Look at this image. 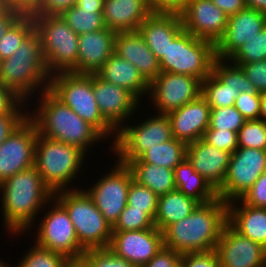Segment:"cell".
<instances>
[{"instance_id": "cell-1", "label": "cell", "mask_w": 266, "mask_h": 267, "mask_svg": "<svg viewBox=\"0 0 266 267\" xmlns=\"http://www.w3.org/2000/svg\"><path fill=\"white\" fill-rule=\"evenodd\" d=\"M0 192L2 225L7 235H14V238L26 234L36 223L38 214L54 197L35 165L1 183Z\"/></svg>"}, {"instance_id": "cell-2", "label": "cell", "mask_w": 266, "mask_h": 267, "mask_svg": "<svg viewBox=\"0 0 266 267\" xmlns=\"http://www.w3.org/2000/svg\"><path fill=\"white\" fill-rule=\"evenodd\" d=\"M227 223V203L220 197L200 203L190 215L163 231L164 246L180 255L216 250Z\"/></svg>"}, {"instance_id": "cell-3", "label": "cell", "mask_w": 266, "mask_h": 267, "mask_svg": "<svg viewBox=\"0 0 266 267\" xmlns=\"http://www.w3.org/2000/svg\"><path fill=\"white\" fill-rule=\"evenodd\" d=\"M35 97H39L33 102L36 107L28 110V117L36 125L39 135L74 145L86 154L94 144L107 140L49 89Z\"/></svg>"}, {"instance_id": "cell-4", "label": "cell", "mask_w": 266, "mask_h": 267, "mask_svg": "<svg viewBox=\"0 0 266 267\" xmlns=\"http://www.w3.org/2000/svg\"><path fill=\"white\" fill-rule=\"evenodd\" d=\"M50 79L40 35L35 29L12 56L0 61V83L26 103L31 102L36 94L47 91Z\"/></svg>"}, {"instance_id": "cell-5", "label": "cell", "mask_w": 266, "mask_h": 267, "mask_svg": "<svg viewBox=\"0 0 266 267\" xmlns=\"http://www.w3.org/2000/svg\"><path fill=\"white\" fill-rule=\"evenodd\" d=\"M86 157L88 158L87 154L74 145L38 134L35 145V166L53 193L79 189L78 186H72V182L76 183L75 179L81 175Z\"/></svg>"}, {"instance_id": "cell-6", "label": "cell", "mask_w": 266, "mask_h": 267, "mask_svg": "<svg viewBox=\"0 0 266 267\" xmlns=\"http://www.w3.org/2000/svg\"><path fill=\"white\" fill-rule=\"evenodd\" d=\"M54 198L68 213L80 246L85 251L109 247L112 226L83 188L58 191L54 193Z\"/></svg>"}, {"instance_id": "cell-7", "label": "cell", "mask_w": 266, "mask_h": 267, "mask_svg": "<svg viewBox=\"0 0 266 267\" xmlns=\"http://www.w3.org/2000/svg\"><path fill=\"white\" fill-rule=\"evenodd\" d=\"M49 90L104 138L115 139L116 130L103 118L94 97L92 74L60 72L51 75ZM112 135V136H111Z\"/></svg>"}, {"instance_id": "cell-8", "label": "cell", "mask_w": 266, "mask_h": 267, "mask_svg": "<svg viewBox=\"0 0 266 267\" xmlns=\"http://www.w3.org/2000/svg\"><path fill=\"white\" fill-rule=\"evenodd\" d=\"M50 75L77 68L78 36L60 15L33 16Z\"/></svg>"}, {"instance_id": "cell-9", "label": "cell", "mask_w": 266, "mask_h": 267, "mask_svg": "<svg viewBox=\"0 0 266 267\" xmlns=\"http://www.w3.org/2000/svg\"><path fill=\"white\" fill-rule=\"evenodd\" d=\"M216 59L215 44L183 30L171 43L159 61L161 72L196 77L203 81L212 72Z\"/></svg>"}, {"instance_id": "cell-10", "label": "cell", "mask_w": 266, "mask_h": 267, "mask_svg": "<svg viewBox=\"0 0 266 267\" xmlns=\"http://www.w3.org/2000/svg\"><path fill=\"white\" fill-rule=\"evenodd\" d=\"M154 114L144 116V121L140 120L141 122H135L134 125L126 122V125L123 124L116 131L115 139L110 143V150L117 158L115 161L127 165L149 148L173 138L167 114Z\"/></svg>"}, {"instance_id": "cell-11", "label": "cell", "mask_w": 266, "mask_h": 267, "mask_svg": "<svg viewBox=\"0 0 266 267\" xmlns=\"http://www.w3.org/2000/svg\"><path fill=\"white\" fill-rule=\"evenodd\" d=\"M43 210L45 215L28 230L30 234V230L36 228L35 244L43 249L61 253L68 259L82 257L85 250L80 246L74 225L65 208L53 197Z\"/></svg>"}, {"instance_id": "cell-12", "label": "cell", "mask_w": 266, "mask_h": 267, "mask_svg": "<svg viewBox=\"0 0 266 267\" xmlns=\"http://www.w3.org/2000/svg\"><path fill=\"white\" fill-rule=\"evenodd\" d=\"M114 164L110 172L106 170L105 175L98 177L96 182L94 180L90 188H84L112 227L127 206L128 192L133 179L132 171L127 165L117 161Z\"/></svg>"}, {"instance_id": "cell-13", "label": "cell", "mask_w": 266, "mask_h": 267, "mask_svg": "<svg viewBox=\"0 0 266 267\" xmlns=\"http://www.w3.org/2000/svg\"><path fill=\"white\" fill-rule=\"evenodd\" d=\"M241 92H257L240 66L216 58L212 72L202 81L201 95L211 109L234 106Z\"/></svg>"}, {"instance_id": "cell-14", "label": "cell", "mask_w": 266, "mask_h": 267, "mask_svg": "<svg viewBox=\"0 0 266 267\" xmlns=\"http://www.w3.org/2000/svg\"><path fill=\"white\" fill-rule=\"evenodd\" d=\"M266 171V150L238 147L230 157L218 197L226 203L240 199Z\"/></svg>"}, {"instance_id": "cell-15", "label": "cell", "mask_w": 266, "mask_h": 267, "mask_svg": "<svg viewBox=\"0 0 266 267\" xmlns=\"http://www.w3.org/2000/svg\"><path fill=\"white\" fill-rule=\"evenodd\" d=\"M202 81L196 77L160 72L149 84L148 101L154 113L168 114L201 95Z\"/></svg>"}, {"instance_id": "cell-16", "label": "cell", "mask_w": 266, "mask_h": 267, "mask_svg": "<svg viewBox=\"0 0 266 267\" xmlns=\"http://www.w3.org/2000/svg\"><path fill=\"white\" fill-rule=\"evenodd\" d=\"M38 130L27 117L0 144V184L16 173L35 165V145Z\"/></svg>"}, {"instance_id": "cell-17", "label": "cell", "mask_w": 266, "mask_h": 267, "mask_svg": "<svg viewBox=\"0 0 266 267\" xmlns=\"http://www.w3.org/2000/svg\"><path fill=\"white\" fill-rule=\"evenodd\" d=\"M95 100L103 118L117 131L140 110V102L128 91L92 74ZM132 117V118H131Z\"/></svg>"}, {"instance_id": "cell-18", "label": "cell", "mask_w": 266, "mask_h": 267, "mask_svg": "<svg viewBox=\"0 0 266 267\" xmlns=\"http://www.w3.org/2000/svg\"><path fill=\"white\" fill-rule=\"evenodd\" d=\"M163 246V232L155 227L135 231H112L109 248L134 266L142 267Z\"/></svg>"}, {"instance_id": "cell-19", "label": "cell", "mask_w": 266, "mask_h": 267, "mask_svg": "<svg viewBox=\"0 0 266 267\" xmlns=\"http://www.w3.org/2000/svg\"><path fill=\"white\" fill-rule=\"evenodd\" d=\"M180 16L185 31L214 44L227 28L228 17L211 0H188Z\"/></svg>"}, {"instance_id": "cell-20", "label": "cell", "mask_w": 266, "mask_h": 267, "mask_svg": "<svg viewBox=\"0 0 266 267\" xmlns=\"http://www.w3.org/2000/svg\"><path fill=\"white\" fill-rule=\"evenodd\" d=\"M216 251L221 267H266V248L241 235L229 223L222 230Z\"/></svg>"}, {"instance_id": "cell-21", "label": "cell", "mask_w": 266, "mask_h": 267, "mask_svg": "<svg viewBox=\"0 0 266 267\" xmlns=\"http://www.w3.org/2000/svg\"><path fill=\"white\" fill-rule=\"evenodd\" d=\"M266 26V15L255 9L246 8L228 17L224 35L215 44V56L228 60Z\"/></svg>"}, {"instance_id": "cell-22", "label": "cell", "mask_w": 266, "mask_h": 267, "mask_svg": "<svg viewBox=\"0 0 266 267\" xmlns=\"http://www.w3.org/2000/svg\"><path fill=\"white\" fill-rule=\"evenodd\" d=\"M210 112L211 108L202 95L169 112L173 138L186 145L200 140L209 127Z\"/></svg>"}, {"instance_id": "cell-23", "label": "cell", "mask_w": 266, "mask_h": 267, "mask_svg": "<svg viewBox=\"0 0 266 267\" xmlns=\"http://www.w3.org/2000/svg\"><path fill=\"white\" fill-rule=\"evenodd\" d=\"M231 153L218 149L202 138L187 144L186 159L217 191L225 180Z\"/></svg>"}, {"instance_id": "cell-24", "label": "cell", "mask_w": 266, "mask_h": 267, "mask_svg": "<svg viewBox=\"0 0 266 267\" xmlns=\"http://www.w3.org/2000/svg\"><path fill=\"white\" fill-rule=\"evenodd\" d=\"M116 32L105 28L78 36L77 68L72 73L96 74L114 53Z\"/></svg>"}, {"instance_id": "cell-25", "label": "cell", "mask_w": 266, "mask_h": 267, "mask_svg": "<svg viewBox=\"0 0 266 267\" xmlns=\"http://www.w3.org/2000/svg\"><path fill=\"white\" fill-rule=\"evenodd\" d=\"M180 13L153 12L138 28L148 48L157 60L164 56L168 44L182 31Z\"/></svg>"}, {"instance_id": "cell-26", "label": "cell", "mask_w": 266, "mask_h": 267, "mask_svg": "<svg viewBox=\"0 0 266 267\" xmlns=\"http://www.w3.org/2000/svg\"><path fill=\"white\" fill-rule=\"evenodd\" d=\"M114 52L132 63L149 84L161 72L159 61L138 30L116 33Z\"/></svg>"}, {"instance_id": "cell-27", "label": "cell", "mask_w": 266, "mask_h": 267, "mask_svg": "<svg viewBox=\"0 0 266 267\" xmlns=\"http://www.w3.org/2000/svg\"><path fill=\"white\" fill-rule=\"evenodd\" d=\"M152 13L147 0H105L102 15L105 27L118 33L138 30Z\"/></svg>"}, {"instance_id": "cell-28", "label": "cell", "mask_w": 266, "mask_h": 267, "mask_svg": "<svg viewBox=\"0 0 266 267\" xmlns=\"http://www.w3.org/2000/svg\"><path fill=\"white\" fill-rule=\"evenodd\" d=\"M101 79L128 90L139 102L149 93V83L139 70L115 52L96 73Z\"/></svg>"}, {"instance_id": "cell-29", "label": "cell", "mask_w": 266, "mask_h": 267, "mask_svg": "<svg viewBox=\"0 0 266 267\" xmlns=\"http://www.w3.org/2000/svg\"><path fill=\"white\" fill-rule=\"evenodd\" d=\"M228 223L241 235L266 248V208L246 205L241 199L227 203Z\"/></svg>"}, {"instance_id": "cell-30", "label": "cell", "mask_w": 266, "mask_h": 267, "mask_svg": "<svg viewBox=\"0 0 266 267\" xmlns=\"http://www.w3.org/2000/svg\"><path fill=\"white\" fill-rule=\"evenodd\" d=\"M105 0H77L76 5L64 11L60 16L77 34L105 29L103 8Z\"/></svg>"}, {"instance_id": "cell-31", "label": "cell", "mask_w": 266, "mask_h": 267, "mask_svg": "<svg viewBox=\"0 0 266 267\" xmlns=\"http://www.w3.org/2000/svg\"><path fill=\"white\" fill-rule=\"evenodd\" d=\"M200 204L178 190L159 196L154 218L155 227L164 231L169 225L190 215Z\"/></svg>"}, {"instance_id": "cell-32", "label": "cell", "mask_w": 266, "mask_h": 267, "mask_svg": "<svg viewBox=\"0 0 266 267\" xmlns=\"http://www.w3.org/2000/svg\"><path fill=\"white\" fill-rule=\"evenodd\" d=\"M174 182L176 190L200 203H207L218 198L217 191L194 170L186 158L175 167Z\"/></svg>"}, {"instance_id": "cell-33", "label": "cell", "mask_w": 266, "mask_h": 267, "mask_svg": "<svg viewBox=\"0 0 266 267\" xmlns=\"http://www.w3.org/2000/svg\"><path fill=\"white\" fill-rule=\"evenodd\" d=\"M127 166L131 169L133 179L151 189L158 197L176 190L174 170L151 163L131 160Z\"/></svg>"}, {"instance_id": "cell-34", "label": "cell", "mask_w": 266, "mask_h": 267, "mask_svg": "<svg viewBox=\"0 0 266 267\" xmlns=\"http://www.w3.org/2000/svg\"><path fill=\"white\" fill-rule=\"evenodd\" d=\"M186 148L187 145L184 142L172 138L149 148L138 159L144 163L174 170L186 158Z\"/></svg>"}, {"instance_id": "cell-35", "label": "cell", "mask_w": 266, "mask_h": 267, "mask_svg": "<svg viewBox=\"0 0 266 267\" xmlns=\"http://www.w3.org/2000/svg\"><path fill=\"white\" fill-rule=\"evenodd\" d=\"M34 29L33 16L22 15L0 40V61L12 56Z\"/></svg>"}, {"instance_id": "cell-36", "label": "cell", "mask_w": 266, "mask_h": 267, "mask_svg": "<svg viewBox=\"0 0 266 267\" xmlns=\"http://www.w3.org/2000/svg\"><path fill=\"white\" fill-rule=\"evenodd\" d=\"M13 267H63L68 258L61 253L38 247L35 243Z\"/></svg>"}, {"instance_id": "cell-37", "label": "cell", "mask_w": 266, "mask_h": 267, "mask_svg": "<svg viewBox=\"0 0 266 267\" xmlns=\"http://www.w3.org/2000/svg\"><path fill=\"white\" fill-rule=\"evenodd\" d=\"M231 63H251L266 60V26L243 44L229 59Z\"/></svg>"}, {"instance_id": "cell-38", "label": "cell", "mask_w": 266, "mask_h": 267, "mask_svg": "<svg viewBox=\"0 0 266 267\" xmlns=\"http://www.w3.org/2000/svg\"><path fill=\"white\" fill-rule=\"evenodd\" d=\"M238 147L266 150V122L246 120L237 133Z\"/></svg>"}, {"instance_id": "cell-39", "label": "cell", "mask_w": 266, "mask_h": 267, "mask_svg": "<svg viewBox=\"0 0 266 267\" xmlns=\"http://www.w3.org/2000/svg\"><path fill=\"white\" fill-rule=\"evenodd\" d=\"M159 197L149 188L134 179L130 183L127 205L133 209L144 210L153 220L155 218Z\"/></svg>"}, {"instance_id": "cell-40", "label": "cell", "mask_w": 266, "mask_h": 267, "mask_svg": "<svg viewBox=\"0 0 266 267\" xmlns=\"http://www.w3.org/2000/svg\"><path fill=\"white\" fill-rule=\"evenodd\" d=\"M150 228H155L154 220L144 210L133 209L132 206L127 205L112 227V231H135Z\"/></svg>"}, {"instance_id": "cell-41", "label": "cell", "mask_w": 266, "mask_h": 267, "mask_svg": "<svg viewBox=\"0 0 266 267\" xmlns=\"http://www.w3.org/2000/svg\"><path fill=\"white\" fill-rule=\"evenodd\" d=\"M245 121L246 119L234 106L218 107L211 109L209 127L238 133Z\"/></svg>"}, {"instance_id": "cell-42", "label": "cell", "mask_w": 266, "mask_h": 267, "mask_svg": "<svg viewBox=\"0 0 266 267\" xmlns=\"http://www.w3.org/2000/svg\"><path fill=\"white\" fill-rule=\"evenodd\" d=\"M82 257L90 267H137L117 256L109 247L86 250Z\"/></svg>"}, {"instance_id": "cell-43", "label": "cell", "mask_w": 266, "mask_h": 267, "mask_svg": "<svg viewBox=\"0 0 266 267\" xmlns=\"http://www.w3.org/2000/svg\"><path fill=\"white\" fill-rule=\"evenodd\" d=\"M202 139L221 150L233 153L238 148L237 132L230 130H215L208 127Z\"/></svg>"}, {"instance_id": "cell-44", "label": "cell", "mask_w": 266, "mask_h": 267, "mask_svg": "<svg viewBox=\"0 0 266 267\" xmlns=\"http://www.w3.org/2000/svg\"><path fill=\"white\" fill-rule=\"evenodd\" d=\"M261 97L258 92H241L235 99L234 107L246 120L259 119Z\"/></svg>"}, {"instance_id": "cell-45", "label": "cell", "mask_w": 266, "mask_h": 267, "mask_svg": "<svg viewBox=\"0 0 266 267\" xmlns=\"http://www.w3.org/2000/svg\"><path fill=\"white\" fill-rule=\"evenodd\" d=\"M29 105L30 102L29 104L24 102L12 90L5 88L0 83V115L28 114Z\"/></svg>"}, {"instance_id": "cell-46", "label": "cell", "mask_w": 266, "mask_h": 267, "mask_svg": "<svg viewBox=\"0 0 266 267\" xmlns=\"http://www.w3.org/2000/svg\"><path fill=\"white\" fill-rule=\"evenodd\" d=\"M233 64L242 68L258 93H266V60Z\"/></svg>"}, {"instance_id": "cell-47", "label": "cell", "mask_w": 266, "mask_h": 267, "mask_svg": "<svg viewBox=\"0 0 266 267\" xmlns=\"http://www.w3.org/2000/svg\"><path fill=\"white\" fill-rule=\"evenodd\" d=\"M179 264L181 267H221L216 250L183 254L180 257Z\"/></svg>"}, {"instance_id": "cell-48", "label": "cell", "mask_w": 266, "mask_h": 267, "mask_svg": "<svg viewBox=\"0 0 266 267\" xmlns=\"http://www.w3.org/2000/svg\"><path fill=\"white\" fill-rule=\"evenodd\" d=\"M240 199L251 207L266 208V171Z\"/></svg>"}, {"instance_id": "cell-49", "label": "cell", "mask_w": 266, "mask_h": 267, "mask_svg": "<svg viewBox=\"0 0 266 267\" xmlns=\"http://www.w3.org/2000/svg\"><path fill=\"white\" fill-rule=\"evenodd\" d=\"M77 0H41L31 16L61 15L70 7L76 5Z\"/></svg>"}, {"instance_id": "cell-50", "label": "cell", "mask_w": 266, "mask_h": 267, "mask_svg": "<svg viewBox=\"0 0 266 267\" xmlns=\"http://www.w3.org/2000/svg\"><path fill=\"white\" fill-rule=\"evenodd\" d=\"M181 255L165 246L142 267H181L179 264Z\"/></svg>"}, {"instance_id": "cell-51", "label": "cell", "mask_w": 266, "mask_h": 267, "mask_svg": "<svg viewBox=\"0 0 266 267\" xmlns=\"http://www.w3.org/2000/svg\"><path fill=\"white\" fill-rule=\"evenodd\" d=\"M28 117V114L0 115V144Z\"/></svg>"}, {"instance_id": "cell-52", "label": "cell", "mask_w": 266, "mask_h": 267, "mask_svg": "<svg viewBox=\"0 0 266 267\" xmlns=\"http://www.w3.org/2000/svg\"><path fill=\"white\" fill-rule=\"evenodd\" d=\"M188 0H147L153 12L180 13Z\"/></svg>"}, {"instance_id": "cell-53", "label": "cell", "mask_w": 266, "mask_h": 267, "mask_svg": "<svg viewBox=\"0 0 266 267\" xmlns=\"http://www.w3.org/2000/svg\"><path fill=\"white\" fill-rule=\"evenodd\" d=\"M6 7L23 15H31L39 6L41 0H4Z\"/></svg>"}, {"instance_id": "cell-54", "label": "cell", "mask_w": 266, "mask_h": 267, "mask_svg": "<svg viewBox=\"0 0 266 267\" xmlns=\"http://www.w3.org/2000/svg\"><path fill=\"white\" fill-rule=\"evenodd\" d=\"M23 14L6 7L0 13V40L4 37L9 28L22 16Z\"/></svg>"}, {"instance_id": "cell-55", "label": "cell", "mask_w": 266, "mask_h": 267, "mask_svg": "<svg viewBox=\"0 0 266 267\" xmlns=\"http://www.w3.org/2000/svg\"><path fill=\"white\" fill-rule=\"evenodd\" d=\"M219 9H221L227 17L246 9L244 0H211Z\"/></svg>"}, {"instance_id": "cell-56", "label": "cell", "mask_w": 266, "mask_h": 267, "mask_svg": "<svg viewBox=\"0 0 266 267\" xmlns=\"http://www.w3.org/2000/svg\"><path fill=\"white\" fill-rule=\"evenodd\" d=\"M247 8L255 9L266 15V0H244Z\"/></svg>"}, {"instance_id": "cell-57", "label": "cell", "mask_w": 266, "mask_h": 267, "mask_svg": "<svg viewBox=\"0 0 266 267\" xmlns=\"http://www.w3.org/2000/svg\"><path fill=\"white\" fill-rule=\"evenodd\" d=\"M63 267H90L89 263L83 258H69Z\"/></svg>"}, {"instance_id": "cell-58", "label": "cell", "mask_w": 266, "mask_h": 267, "mask_svg": "<svg viewBox=\"0 0 266 267\" xmlns=\"http://www.w3.org/2000/svg\"><path fill=\"white\" fill-rule=\"evenodd\" d=\"M259 119L266 122V93H262Z\"/></svg>"}, {"instance_id": "cell-59", "label": "cell", "mask_w": 266, "mask_h": 267, "mask_svg": "<svg viewBox=\"0 0 266 267\" xmlns=\"http://www.w3.org/2000/svg\"><path fill=\"white\" fill-rule=\"evenodd\" d=\"M3 258H1L0 259V267H13V265L14 264H11V266H10V264L9 263H7V262H5V260H2Z\"/></svg>"}, {"instance_id": "cell-60", "label": "cell", "mask_w": 266, "mask_h": 267, "mask_svg": "<svg viewBox=\"0 0 266 267\" xmlns=\"http://www.w3.org/2000/svg\"><path fill=\"white\" fill-rule=\"evenodd\" d=\"M6 8L4 0H0V13Z\"/></svg>"}]
</instances>
